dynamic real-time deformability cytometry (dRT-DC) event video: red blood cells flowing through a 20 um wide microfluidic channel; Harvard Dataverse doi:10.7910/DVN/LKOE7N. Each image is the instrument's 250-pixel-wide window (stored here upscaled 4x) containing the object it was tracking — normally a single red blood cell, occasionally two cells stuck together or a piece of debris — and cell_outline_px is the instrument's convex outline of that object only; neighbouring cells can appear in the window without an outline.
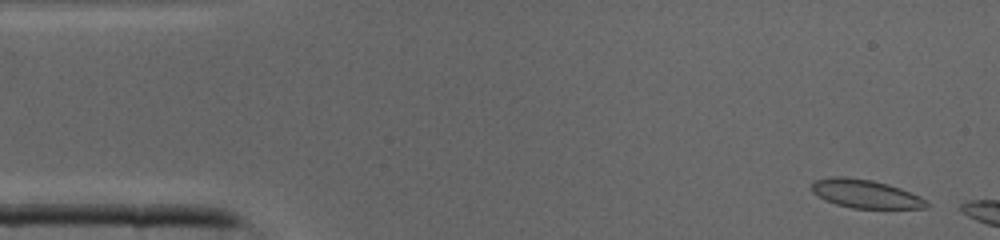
{"species": "common noctule bat (a hibernating species)", "species_latin": "Nyctalus noctula", "temperature_condition": "cold", "stored_images_in_passage": 12, "camera_frame_rate_fps": 3000, "um_per_image_px": 0.085, "animal": {"sex": "male", "body_mass_g": 19.0, "forearm_length_mm": 50.8}, "frame": {"image": 1, "passage_image": 2, "time_ms": 0.333, "image_size_px": [1000, 240], "cell_outline_px": [[928, 204], [924, 208], [852, 208], [836, 204], [824, 200], [812, 192], [812, 180], [832, 176], [844, 176], [872, 180], [888, 184], [900, 188], [920, 196]], "centroid_in_image_um": [73.5, 16.46], "position_along_channel_um": 11.5, "area_um2": 19.02}}
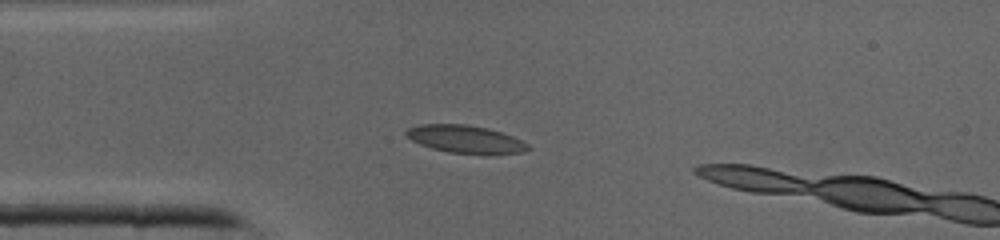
{"frame": {"image": 2, "passage_image": 10, "time_ms": 3.0, "image_size_px": [1000, 240], "cell_outline_px": [[532, 148], [524, 152], [488, 156], [448, 152], [432, 148], [420, 144], [412, 140], [404, 132], [408, 128], [420, 124], [464, 124], [488, 128], [512, 136], [528, 144]], "centroid_in_image_um": [39.61, 11.86], "position_along_channel_um": 45.4, "area_um2": 20.06}}